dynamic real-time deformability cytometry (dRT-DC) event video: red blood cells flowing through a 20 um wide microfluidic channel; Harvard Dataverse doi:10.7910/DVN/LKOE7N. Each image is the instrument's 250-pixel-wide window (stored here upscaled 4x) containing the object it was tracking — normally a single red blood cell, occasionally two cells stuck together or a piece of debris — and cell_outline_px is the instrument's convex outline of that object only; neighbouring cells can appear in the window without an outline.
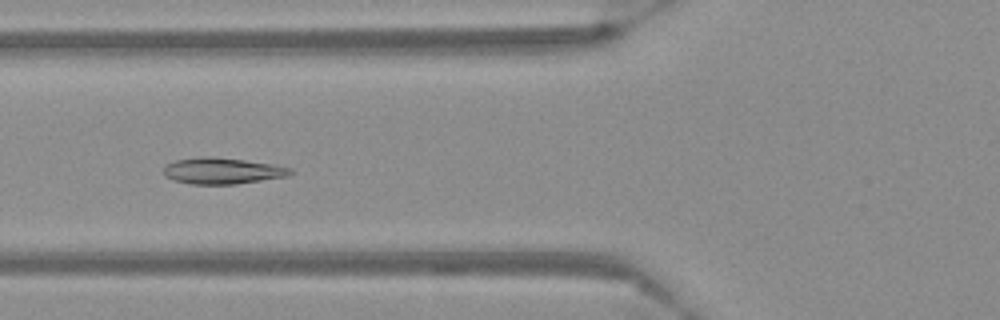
{"species": "Egyptian fruit bat (a non-hibernating species)", "species_latin": "Rousettus aegyptiacus", "temperature_condition": "warm", "stored_images_in_passage": 49, "camera_frame_rate_fps": 3000, "um_per_image_px": 0.085, "frame": {"image": 1, "passage_image": 15, "time_ms": 4.667, "image_size_px": [1000, 320], "cell_outline_px": [[292, 172], [288, 176], [236, 184], [188, 184], [172, 180], [164, 176], [164, 164], [176, 160], [200, 156], [208, 156], [244, 160], [272, 164], [292, 168]], "centroid_in_image_um": [18.84, 14.52], "position_along_channel_um": 107.0, "area_um2": 19.48}}
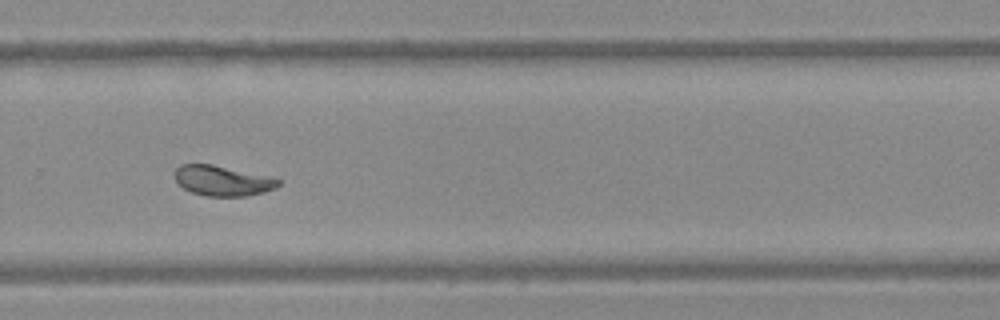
{"frame": {"image": 2, "passage_image": 32, "time_ms": 10.333, "image_size_px": [1000, 320], "cell_outline_px": [[280, 184], [276, 188], [264, 192], [244, 196], [204, 196], [192, 192], [184, 188], [176, 180], [176, 168], [180, 164], [212, 164], [272, 176], [280, 180]], "centroid_in_image_um": [18.96, 15.35], "position_along_channel_um": 310.8, "area_um2": 18.26}}
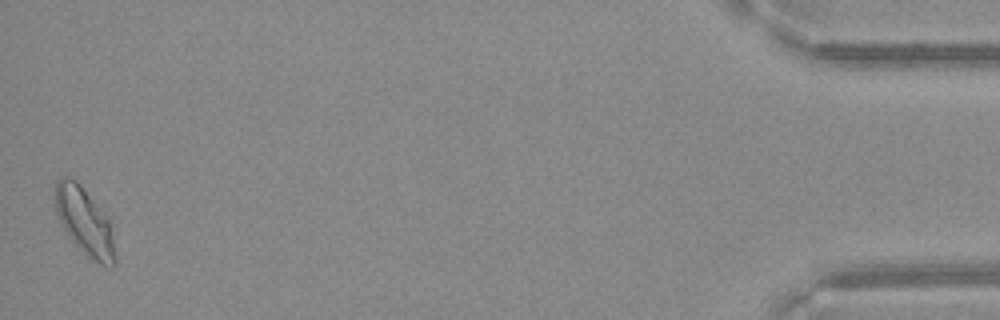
{"frame": {"image": 3, "passage_image": 49, "time_ms": 16.0, "image_size_px": [1000, 320], "cell_outline_px": [[116, 264], [112, 268], [100, 264], [92, 260], [64, 232], [56, 216], [52, 188], [56, 180], [60, 176], [68, 176], [76, 180], [80, 184], [96, 204], [108, 220], [112, 228], [116, 260]], "centroid_in_image_um": [7.13, 18.8], "position_along_channel_um": 428.1, "area_um2": 23.93}}